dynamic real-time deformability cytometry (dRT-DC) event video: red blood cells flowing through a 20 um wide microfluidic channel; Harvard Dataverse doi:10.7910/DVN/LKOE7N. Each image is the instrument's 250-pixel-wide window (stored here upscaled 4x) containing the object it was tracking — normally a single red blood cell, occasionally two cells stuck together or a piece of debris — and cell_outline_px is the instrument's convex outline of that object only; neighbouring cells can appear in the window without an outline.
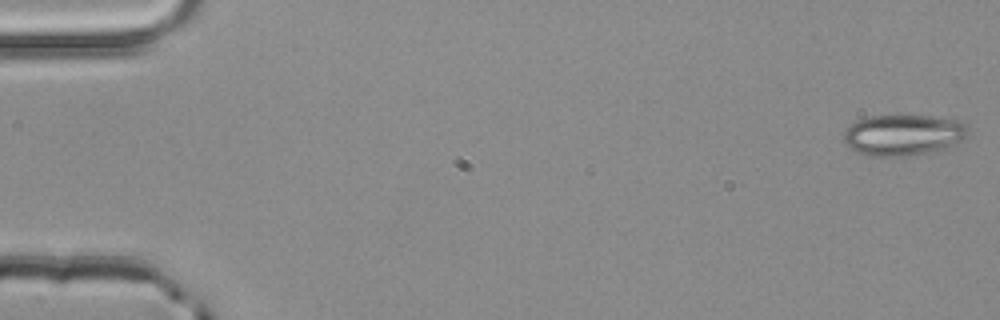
{"species": "common noctule bat (a hibernating species)", "species_latin": "Nyctalus noctula", "temperature_condition": "room temperature", "stored_images_in_passage": 50, "camera_frame_rate_fps": 3000, "um_per_image_px": 0.085, "animal": {"sex": "male", "body_mass_g": 20.4}, "frame": {"image": 1, "passage_image": 1, "time_ms": 0.0, "image_size_px": [1000, 320], "cell_outline_px": [[968, 136], [964, 140], [944, 148], [908, 156], [872, 156], [856, 152], [844, 140], [844, 132], [856, 120], [872, 116], [928, 116], [956, 120], [968, 124]], "centroid_in_image_um": [76.81, 11.47], "position_along_channel_um": 8.2, "area_um2": 29.42}}
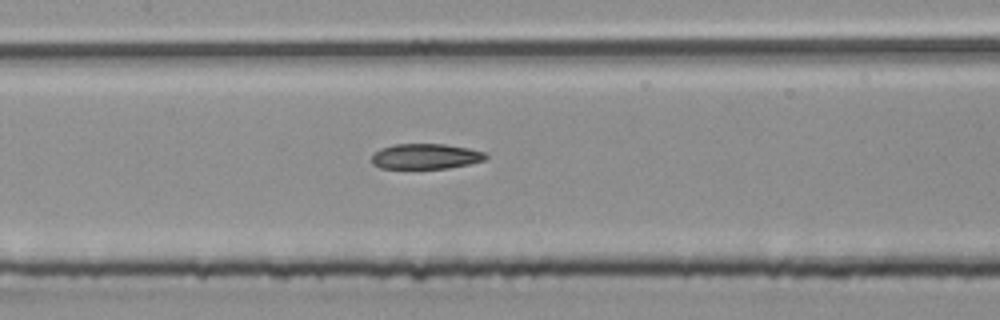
{"frame": {"image": 2, "passage_image": 25, "time_ms": 8.0, "image_size_px": [1000, 320], "cell_outline_px": [[488, 156], [484, 160], [468, 164], [448, 168], [380, 168], [372, 164], [372, 156], [380, 148], [396, 144], [444, 144], [468, 148], [484, 152]], "centroid_in_image_um": [36.17, 13.29], "position_along_channel_um": 171.2, "area_um2": 16.7}}
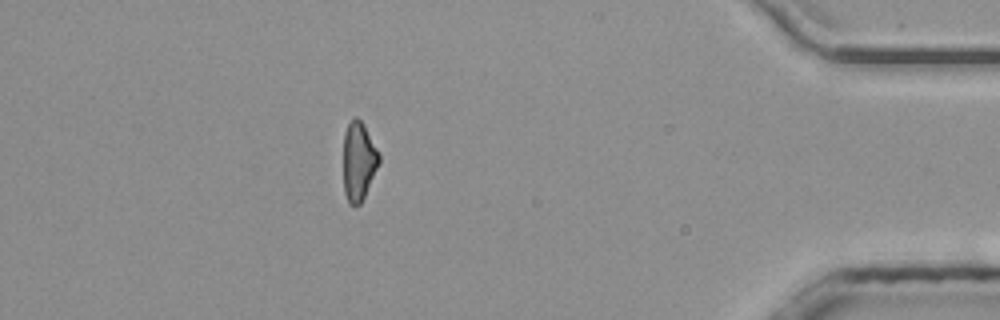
{"frame": {"image": 3, "passage_image": 46, "time_ms": 15.0, "image_size_px": [1000, 320], "cell_outline_px": [[380, 160], [364, 196], [360, 204], [348, 204], [344, 192], [344, 132], [352, 116], [356, 116], [364, 124], [380, 156]], "centroid_in_image_um": [30.46, 13.67], "position_along_channel_um": 404.7, "area_um2": 16.13}}